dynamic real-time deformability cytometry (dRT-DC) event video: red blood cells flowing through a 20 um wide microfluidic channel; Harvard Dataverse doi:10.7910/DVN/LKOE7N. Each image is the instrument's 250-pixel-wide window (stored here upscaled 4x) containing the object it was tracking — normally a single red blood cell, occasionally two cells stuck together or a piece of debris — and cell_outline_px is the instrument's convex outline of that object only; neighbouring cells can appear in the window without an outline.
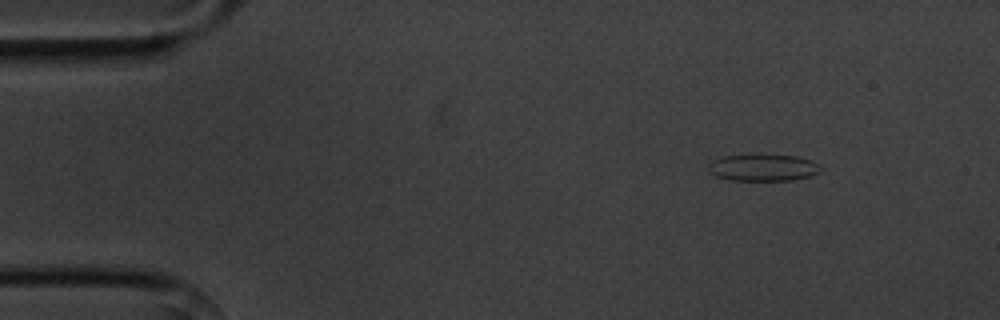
{"species": "common noctule bat (a hibernating species)", "species_latin": "Nyctalus noctula", "temperature_condition": "cold", "stored_images_in_passage": 4, "camera_frame_rate_fps": 3000, "um_per_image_px": 0.085, "animal": {"sex": "male", "body_mass_g": 20.1, "forearm_length_mm": 53.5}, "frame": {"image": 1, "passage_image": 1, "time_ms": 0.0, "image_size_px": [1000, 320], "cell_outline_px": [[824, 168], [820, 172], [808, 176], [792, 180], [728, 180], [716, 176], [708, 172], [708, 164], [712, 160], [724, 156], [796, 156], [812, 160], [820, 164]], "centroid_in_image_um": [64.88, 14.26], "position_along_channel_um": 20.1, "area_um2": 17.34}}
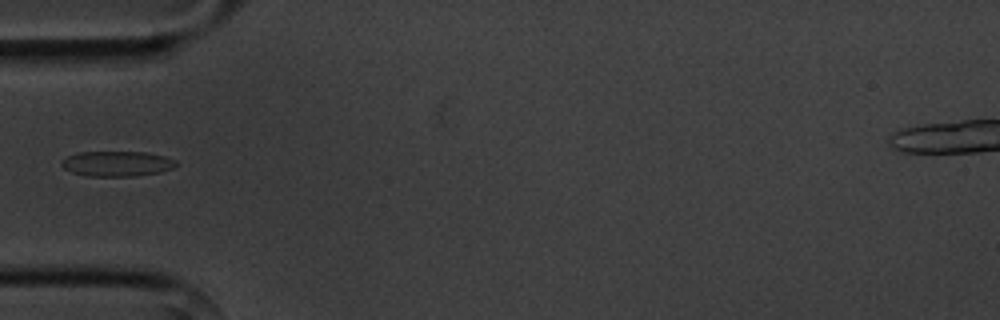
{"frame": {"image": 2, "passage_image": 4, "time_ms": 3.667, "image_size_px": [1000, 320], "cell_outline_px": [[176, 164], [172, 168], [160, 172], [136, 176], [88, 176], [72, 172], [64, 168], [60, 164], [68, 156], [76, 152], [148, 152], [164, 156], [176, 160]], "centroid_in_image_um": [9.95, 13.91], "position_along_channel_um": 75.1, "area_um2": 16.76}}